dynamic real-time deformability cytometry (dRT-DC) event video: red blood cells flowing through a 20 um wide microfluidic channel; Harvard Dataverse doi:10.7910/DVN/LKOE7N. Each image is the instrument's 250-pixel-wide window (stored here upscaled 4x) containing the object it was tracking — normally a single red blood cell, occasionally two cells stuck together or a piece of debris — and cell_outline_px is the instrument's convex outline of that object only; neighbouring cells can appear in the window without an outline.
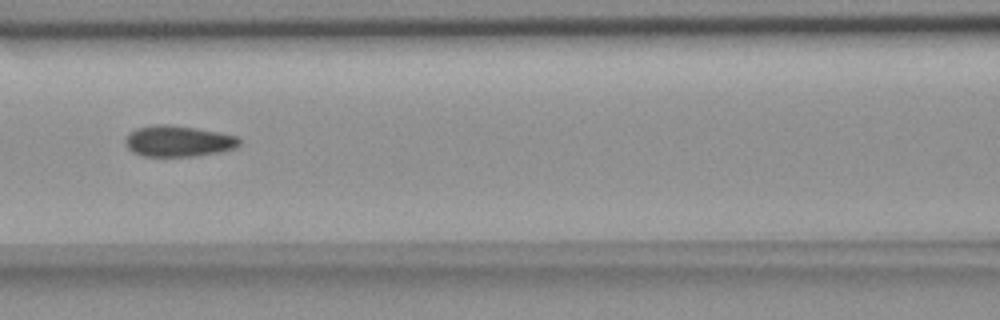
{"species": "common noctule bat (a hibernating species)", "species_latin": "Nyctalus noctula", "temperature_condition": "room temperature", "stored_images_in_passage": 5, "camera_frame_rate_fps": 3000, "um_per_image_px": 0.085, "animal": {"sex": "female", "body_mass_g": 18.4}, "frame": {"image": 1, "passage_image": 3, "time_ms": 2.333, "image_size_px": [1000, 320], "cell_outline_px": [[240, 144], [236, 148], [216, 152], [192, 156], [144, 156], [132, 152], [128, 148], [124, 140], [128, 132], [136, 128], [160, 124], [164, 124], [196, 128], [220, 132], [236, 136], [240, 140]], "centroid_in_image_um": [15.12, 11.99], "position_along_channel_um": 151.5, "area_um2": 20.52}}
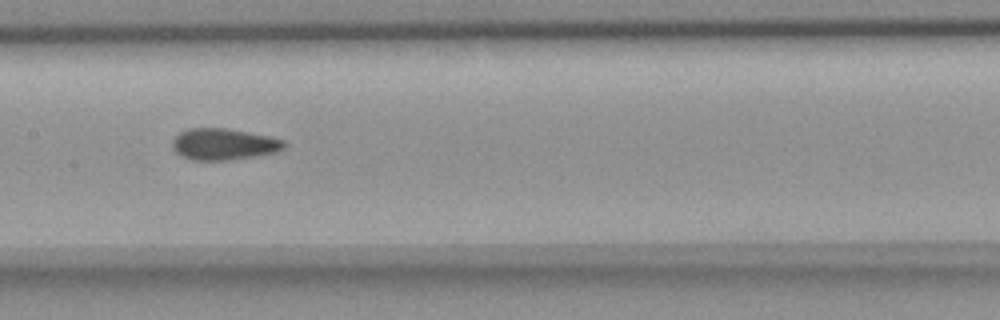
{"frame": {"image": 2, "passage_image": 4, "time_ms": 3.333, "image_size_px": [1000, 320], "cell_outline_px": [[284, 148], [276, 152], [228, 160], [192, 160], [180, 156], [172, 148], [172, 140], [180, 132], [188, 128], [228, 128], [268, 136], [284, 140]], "centroid_in_image_um": [18.96, 12.25], "position_along_channel_um": 188.4, "area_um2": 20.4}}